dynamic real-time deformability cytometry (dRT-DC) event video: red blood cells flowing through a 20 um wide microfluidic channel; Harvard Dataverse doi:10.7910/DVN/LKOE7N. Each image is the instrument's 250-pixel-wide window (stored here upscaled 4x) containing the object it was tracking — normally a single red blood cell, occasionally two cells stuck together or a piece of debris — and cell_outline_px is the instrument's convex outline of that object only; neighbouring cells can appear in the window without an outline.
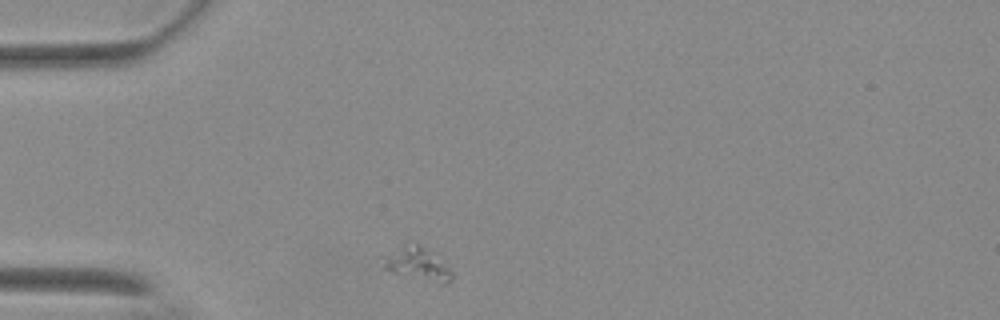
{"species": "Egyptian fruit bat (a non-hibernating species)", "species_latin": "Rousettus aegyptiacus", "temperature_condition": "warm", "stored_images_in_passage": 43, "camera_frame_rate_fps": 3000, "um_per_image_px": 0.085, "animal": {"sex": "female"}, "frame": {"image": 1, "passage_image": 1, "time_ms": 0.0, "image_size_px": [1000, 320], "cell_outline_px": [[452, 280], [448, 284], [444, 284], [392, 272], [380, 268], [380, 256], [404, 240], [420, 244], [448, 268], [452, 272]], "centroid_in_image_um": [35.3, 22.36], "position_along_channel_um": 49.7, "area_um2": 13.64}}
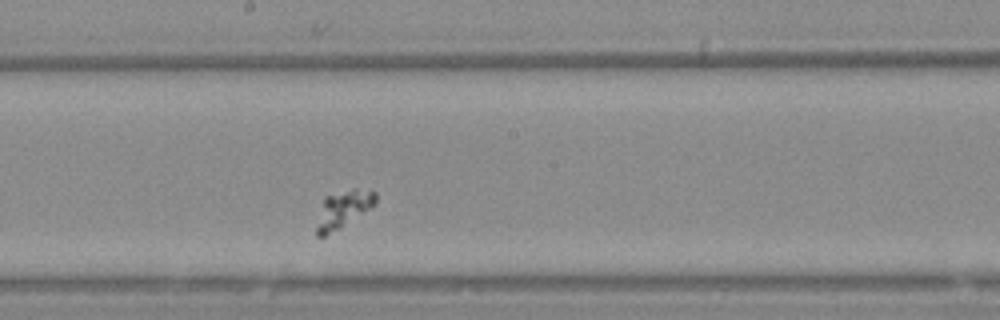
{"frame": {"image": 2, "passage_image": 17, "time_ms": 5.333, "image_size_px": [1000, 320], "cell_outline_px": [[376, 204], [372, 208], [324, 236], [316, 236], [316, 228], [324, 196], [356, 188], [376, 192]], "centroid_in_image_um": [29.19, 17.76], "position_along_channel_um": 219.0, "area_um2": 12.48}}
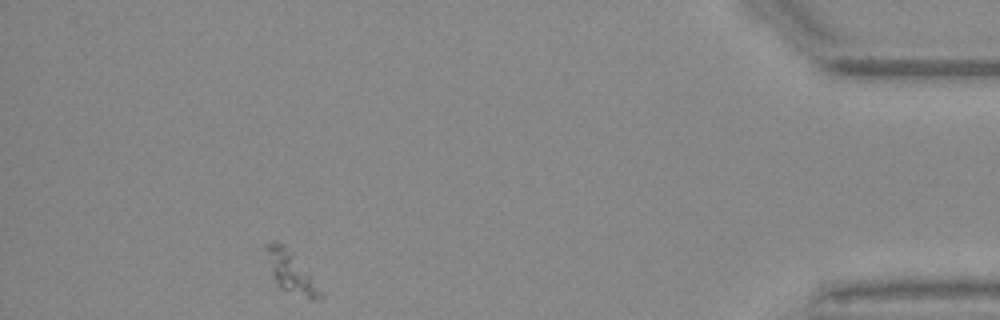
{"frame": {"image": 3, "passage_image": 38, "time_ms": 12.333, "image_size_px": [1000, 320], "cell_outline_px": [[324, 296], [316, 300], [312, 300], [280, 288], [276, 280], [264, 248], [264, 244], [276, 240], [280, 240], [292, 252]], "centroid_in_image_um": [24.7, 23.08], "position_along_channel_um": 410.5, "area_um2": 12.37}}